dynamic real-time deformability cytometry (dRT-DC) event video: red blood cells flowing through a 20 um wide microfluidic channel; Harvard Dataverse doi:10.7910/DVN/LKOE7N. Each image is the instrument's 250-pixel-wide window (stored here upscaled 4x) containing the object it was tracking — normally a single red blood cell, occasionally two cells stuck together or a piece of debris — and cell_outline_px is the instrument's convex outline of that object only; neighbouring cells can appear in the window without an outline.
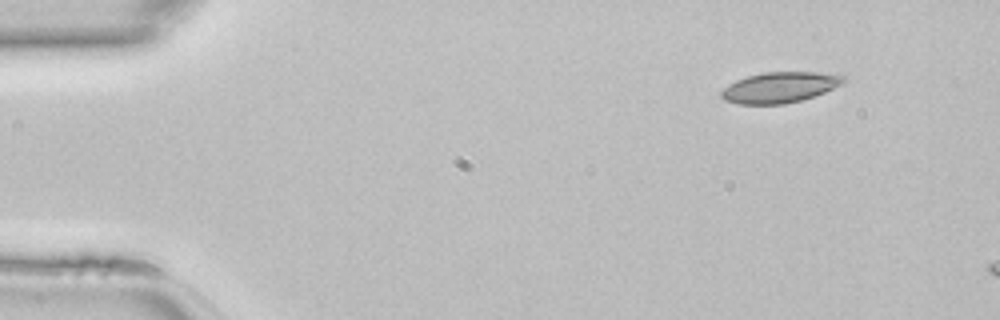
{"species": "common noctule bat (a hibernating species)", "species_latin": "Nyctalus noctula", "temperature_condition": "room temperature", "stored_images_in_passage": 7, "camera_frame_rate_fps": 3000, "um_per_image_px": 0.085, "animal": {"sex": "female", "body_mass_g": 22.7, "forearm_length_mm": 54.2}, "frame": {"image": 1, "passage_image": 1, "time_ms": 0.0, "image_size_px": [1000, 320], "cell_outline_px": [[848, 80], [824, 92], [800, 100], [784, 104], [736, 104], [724, 100], [720, 96], [720, 92], [728, 84], [736, 80], [748, 76], [764, 72], [816, 72], [844, 76]], "centroid_in_image_um": [66.22, 7.43], "position_along_channel_um": 18.8, "area_um2": 21.68}}